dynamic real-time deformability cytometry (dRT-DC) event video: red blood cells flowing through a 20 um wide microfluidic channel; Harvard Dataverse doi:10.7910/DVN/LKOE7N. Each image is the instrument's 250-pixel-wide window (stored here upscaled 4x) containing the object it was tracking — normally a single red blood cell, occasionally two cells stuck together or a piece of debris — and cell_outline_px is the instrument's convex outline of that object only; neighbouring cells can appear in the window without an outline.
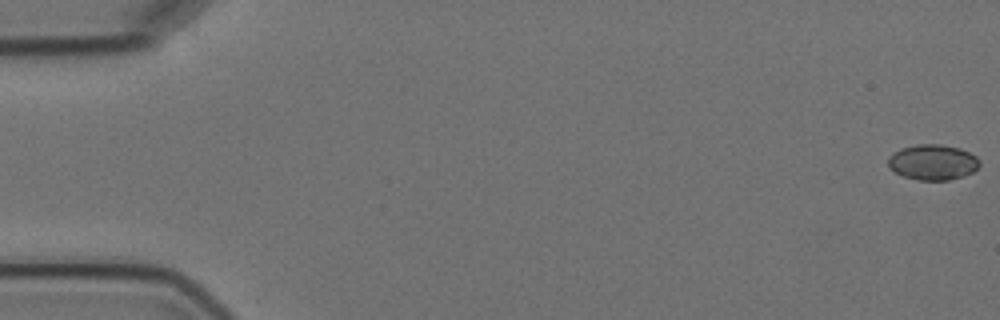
{"species": "Egyptian fruit bat (a non-hibernating species)", "species_latin": "Rousettus aegyptiacus", "temperature_condition": "cold", "stored_images_in_passage": 6, "camera_frame_rate_fps": 3000, "um_per_image_px": 0.085, "animal": {"sex": "female"}, "frame": {"image": 1, "passage_image": 1, "time_ms": 0.0, "image_size_px": [1000, 320], "cell_outline_px": [[980, 164], [972, 172], [964, 176], [948, 180], [920, 180], [904, 176], [888, 168], [888, 156], [892, 152], [900, 148], [916, 144], [940, 144], [960, 148], [976, 156], [980, 160]], "centroid_in_image_um": [79.26, 13.77], "position_along_channel_um": 5.7, "area_um2": 19.02}}
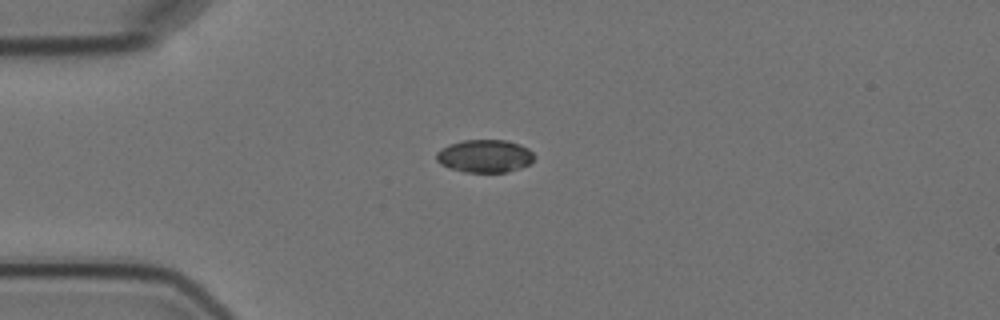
{"frame": {"image": 2, "passage_image": 5, "time_ms": 4.667, "image_size_px": [1000, 320], "cell_outline_px": [[536, 156], [528, 164], [520, 168], [508, 172], [464, 172], [448, 168], [440, 164], [436, 160], [436, 152], [440, 148], [448, 144], [464, 140], [508, 140], [520, 144], [528, 148]], "centroid_in_image_um": [41.18, 13.26], "position_along_channel_um": 43.8, "area_um2": 18.96}}